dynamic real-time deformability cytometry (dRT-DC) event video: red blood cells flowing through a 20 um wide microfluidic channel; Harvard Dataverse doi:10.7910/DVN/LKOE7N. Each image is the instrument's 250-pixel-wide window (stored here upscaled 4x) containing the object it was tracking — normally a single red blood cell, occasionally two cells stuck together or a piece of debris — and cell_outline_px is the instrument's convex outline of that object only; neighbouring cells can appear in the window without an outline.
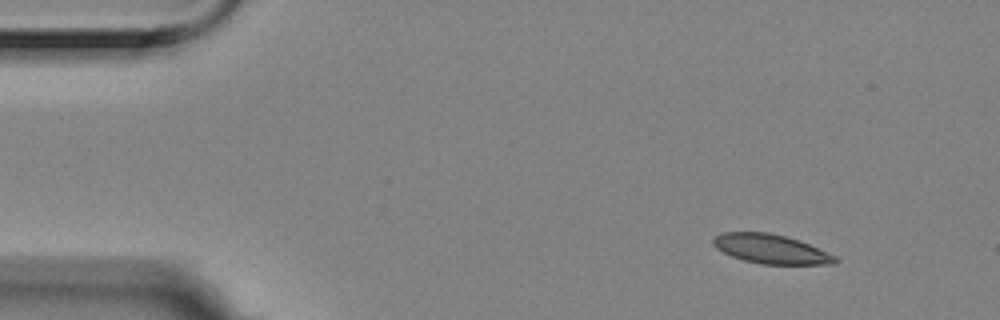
{"species": "Egyptian fruit bat (a non-hibernating species)", "species_latin": "Rousettus aegyptiacus", "temperature_condition": "room temperature", "stored_images_in_passage": 3, "camera_frame_rate_fps": 3000, "um_per_image_px": 0.085, "animal": {"sex": "female"}, "frame": {"image": 1, "passage_image": 1, "time_ms": 0.0, "image_size_px": [1000, 320], "cell_outline_px": [[840, 260], [836, 264], [760, 264], [744, 260], [732, 256], [716, 248], [712, 244], [712, 240], [720, 232], [768, 232], [800, 240], [836, 256]], "centroid_in_image_um": [65.54, 21.16], "position_along_channel_um": 19.5, "area_um2": 20.81}}
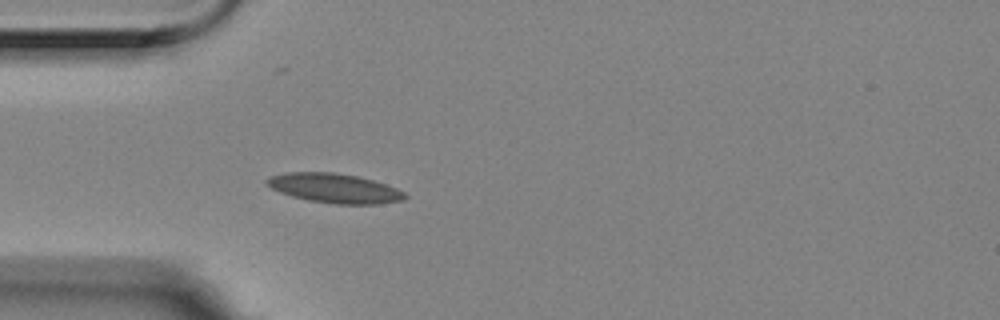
{"frame": {"image": 2, "passage_image": 3, "time_ms": 0.667, "image_size_px": [1000, 320], "cell_outline_px": [[408, 196], [404, 200], [380, 204], [336, 204], [308, 200], [292, 196], [280, 192], [264, 184], [264, 180], [268, 176], [288, 172], [332, 172], [356, 176], [372, 180], [396, 188], [404, 192]], "centroid_in_image_um": [28.4, 16.0], "position_along_channel_um": 56.6, "area_um2": 23.7}}